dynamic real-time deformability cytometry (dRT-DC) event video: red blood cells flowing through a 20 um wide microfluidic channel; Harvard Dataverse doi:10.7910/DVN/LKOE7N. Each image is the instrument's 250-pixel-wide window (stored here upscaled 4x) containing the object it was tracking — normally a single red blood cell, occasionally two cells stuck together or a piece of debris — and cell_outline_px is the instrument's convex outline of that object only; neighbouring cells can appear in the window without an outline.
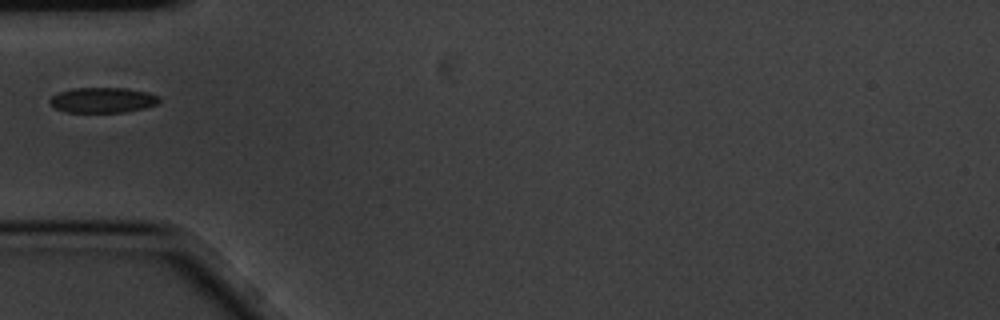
{"species": "common noctule bat (a hibernating species)", "species_latin": "Nyctalus noctula", "temperature_condition": "cold", "stored_images_in_passage": 1, "camera_frame_rate_fps": 3000, "um_per_image_px": 0.085, "animal": {"sex": "male", "body_mass_g": 20.1, "forearm_length_mm": 53.5}, "frame": {"image": 1, "passage_image": 1, "time_ms": 0.0, "image_size_px": [1000, 320], "cell_outline_px": [[160, 100], [156, 104], [144, 108], [124, 112], [64, 112], [52, 108], [48, 104], [48, 100], [52, 96], [60, 92], [72, 88], [128, 88], [148, 92], [160, 96]], "centroid_in_image_um": [8.69, 8.51], "position_along_channel_um": 76.3, "area_um2": 16.36}}